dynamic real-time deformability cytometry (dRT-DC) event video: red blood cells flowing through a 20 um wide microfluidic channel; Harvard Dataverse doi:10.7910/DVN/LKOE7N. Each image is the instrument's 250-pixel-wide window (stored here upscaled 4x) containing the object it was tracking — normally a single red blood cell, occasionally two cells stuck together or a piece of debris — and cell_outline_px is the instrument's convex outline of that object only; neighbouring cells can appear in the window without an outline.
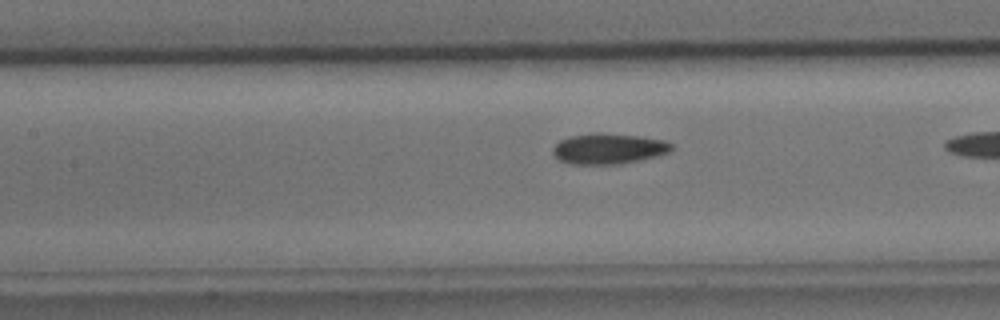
{"species": "common noctule bat (a hibernating species)", "species_latin": "Nyctalus noctula", "temperature_condition": "cold", "stored_images_in_passage": 22, "camera_frame_rate_fps": 3000, "um_per_image_px": 0.085, "animal": {"sex": "male", "body_mass_g": 15.6}, "frame": {"image": 1, "passage_image": 19, "time_ms": 6.0, "image_size_px": [1000, 320], "cell_outline_px": [[672, 152], [640, 160], [620, 164], [568, 164], [560, 160], [552, 152], [552, 148], [560, 140], [572, 136], [592, 132], [600, 132], [640, 136], [664, 140], [672, 144]], "centroid_in_image_um": [51.73, 12.63], "position_along_channel_um": 155.7, "area_um2": 21.33}}